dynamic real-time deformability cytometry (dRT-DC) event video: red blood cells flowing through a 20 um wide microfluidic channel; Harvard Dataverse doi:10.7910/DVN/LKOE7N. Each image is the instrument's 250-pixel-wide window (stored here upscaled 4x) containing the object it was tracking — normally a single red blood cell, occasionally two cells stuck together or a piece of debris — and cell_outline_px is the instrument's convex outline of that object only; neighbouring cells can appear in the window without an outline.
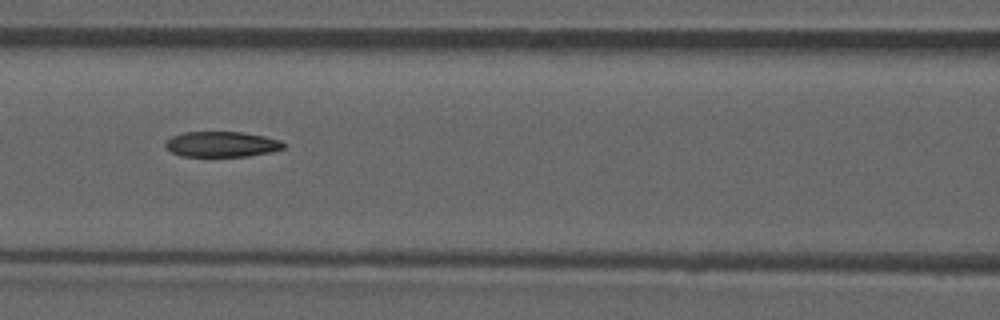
{"species": "common noctule bat (a hibernating species)", "species_latin": "Nyctalus noctula", "temperature_condition": "room temperature", "stored_images_in_passage": 53, "camera_frame_rate_fps": 3000, "um_per_image_px": 0.085, "animal": {"sex": "male", "forearm_length_mm": 52.5}, "frame": {"image": 1, "passage_image": 23, "time_ms": 7.333, "image_size_px": [1000, 320], "cell_outline_px": [[284, 148], [268, 152], [248, 156], [180, 156], [172, 152], [164, 144], [172, 136], [184, 132], [240, 132], [264, 136], [280, 140], [284, 144]], "centroid_in_image_um": [18.83, 12.26], "position_along_channel_um": 147.8, "area_um2": 17.28}, "authors_computed_cell_mechanics": {"area_um2": 18.6116, "velocity_mm_per_s": 3.8785, "shape_relaxation_time_tau1_ms": null, "shape_relaxation_time_tau2_ms": 2.5544, "deformation_change_tau1": null, "deformation_change_tau2": 0.1039}}